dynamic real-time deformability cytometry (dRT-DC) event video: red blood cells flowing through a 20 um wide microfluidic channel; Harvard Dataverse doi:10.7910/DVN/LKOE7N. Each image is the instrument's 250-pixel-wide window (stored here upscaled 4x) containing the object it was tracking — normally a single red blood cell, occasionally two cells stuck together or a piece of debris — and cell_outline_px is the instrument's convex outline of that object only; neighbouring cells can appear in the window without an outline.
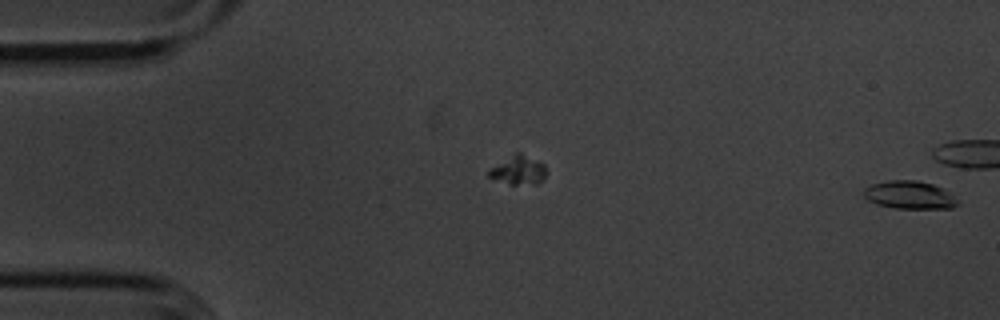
{"species": "common noctule bat (a hibernating species)", "species_latin": "Nyctalus noctula", "temperature_condition": "cold", "stored_images_in_passage": 17, "camera_frame_rate_fps": 3000, "um_per_image_px": 0.085, "animal": {"sex": "male", "body_mass_g": 20.1, "forearm_length_mm": 53.5}, "frame": {"image": 1, "passage_image": 1, "time_ms": 0.0, "image_size_px": [1000, 320], "cell_outline_px": [[960, 204], [952, 208], [896, 208], [876, 204], [868, 200], [864, 196], [864, 188], [872, 184], [888, 180], [916, 180], [932, 184], [944, 188], [960, 200]], "centroid_in_image_um": [77.36, 16.57], "position_along_channel_um": 7.6, "area_um2": 15.43}}